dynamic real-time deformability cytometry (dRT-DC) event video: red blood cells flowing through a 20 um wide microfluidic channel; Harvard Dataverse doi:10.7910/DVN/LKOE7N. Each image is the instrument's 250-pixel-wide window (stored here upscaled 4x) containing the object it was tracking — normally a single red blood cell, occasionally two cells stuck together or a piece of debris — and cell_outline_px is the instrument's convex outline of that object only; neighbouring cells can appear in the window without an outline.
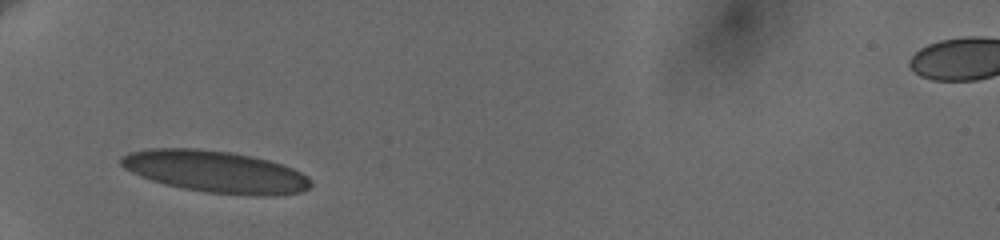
{"species": "human", "species_latin": "Homo sapiens", "temperature_condition": "cold", "stored_images_in_passage": 47, "camera_frame_rate_fps": 3000, "um_per_image_px": 0.085, "donor": {"sex": "female"}, "frame": {"image": 1, "passage_image": 1, "time_ms": 0.0, "image_size_px": [1000, 240], "cell_outline_px": [[312, 184], [308, 188], [300, 192], [260, 196], [252, 196], [208, 192], [184, 188], [164, 184], [140, 176], [124, 168], [120, 164], [120, 156], [128, 152], [152, 148], [196, 148], [232, 152], [252, 156], [268, 160], [292, 168], [308, 176], [312, 180]], "centroid_in_image_um": [18.29, 14.58], "position_along_channel_um": 66.7, "area_um2": 46.18}}
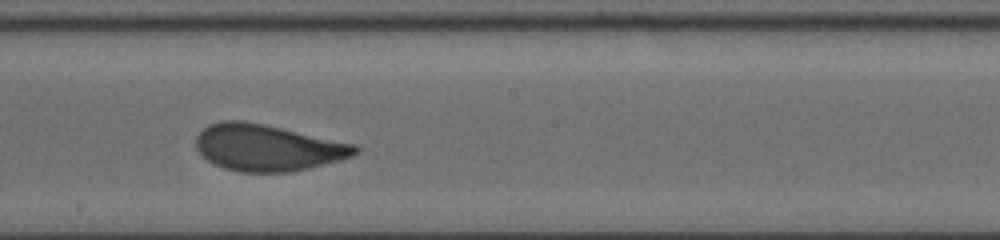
{"frame": {"image": 2, "passage_image": 26, "time_ms": 4.667, "image_size_px": [1000, 240], "cell_outline_px": [[360, 148], [352, 156], [340, 160], [308, 168], [288, 172], [240, 172], [224, 168], [212, 164], [196, 148], [196, 136], [208, 124], [220, 120], [244, 120], [264, 124], [356, 144]], "centroid_in_image_um": [22.72, 12.54], "position_along_channel_um": 225.5, "area_um2": 43.12}}
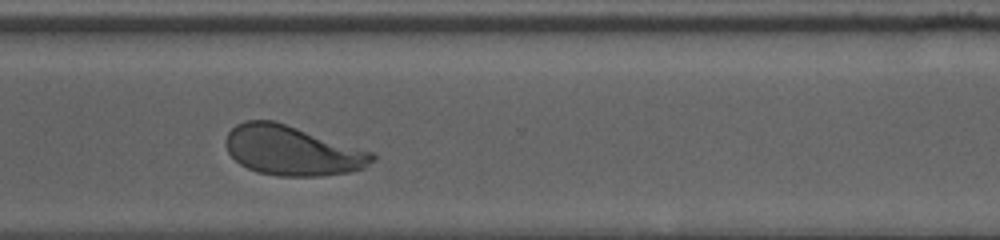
{"frame": {"image": 3, "passage_image": 46, "time_ms": 8.0, "image_size_px": [1000, 240], "cell_outline_px": [[376, 156], [364, 168], [348, 172], [320, 176], [280, 176], [256, 172], [240, 164], [228, 152], [224, 144], [224, 140], [228, 132], [236, 124], [244, 120], [272, 120], [376, 152]], "centroid_in_image_um": [24.82, 12.79], "position_along_channel_um": 345.8, "area_um2": 42.48}}